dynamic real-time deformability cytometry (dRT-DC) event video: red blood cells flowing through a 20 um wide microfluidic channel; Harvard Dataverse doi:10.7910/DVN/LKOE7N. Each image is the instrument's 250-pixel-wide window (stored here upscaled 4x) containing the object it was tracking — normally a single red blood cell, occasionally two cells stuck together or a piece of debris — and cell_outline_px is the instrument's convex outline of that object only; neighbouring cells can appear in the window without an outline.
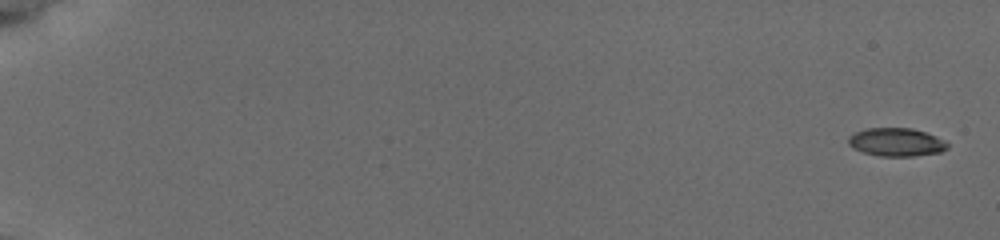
{"species": "common noctule bat (a hibernating species)", "species_latin": "Nyctalus noctula", "temperature_condition": "cold", "stored_images_in_passage": 41, "camera_frame_rate_fps": 3000, "um_per_image_px": 0.085, "animal": {"sex": "female", "body_mass_g": 19.5, "forearm_length_mm": 54.1}, "frame": {"image": 1, "passage_image": 1, "time_ms": 0.0, "image_size_px": [1000, 240], "cell_outline_px": [[948, 148], [940, 152], [912, 156], [880, 156], [864, 152], [852, 148], [848, 144], [848, 136], [864, 128], [912, 128], [936, 136], [944, 140], [948, 144]], "centroid_in_image_um": [76.16, 12.08], "position_along_channel_um": 8.8, "area_um2": 16.3}}
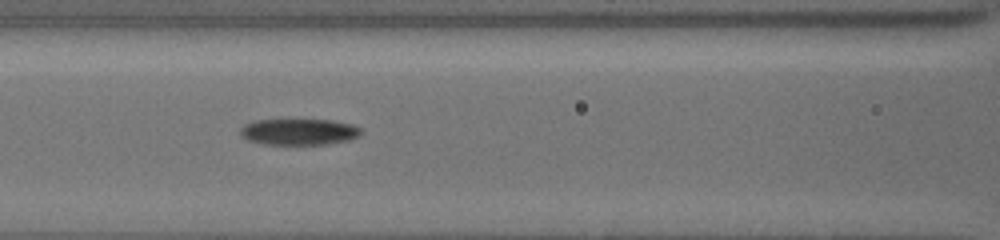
{"frame": {"image": 2, "passage_image": 16, "time_ms": 8.667, "image_size_px": [1000, 240], "cell_outline_px": [[364, 132], [360, 136], [352, 140], [328, 144], [264, 144], [248, 140], [240, 132], [240, 128], [244, 124], [256, 120], [328, 120], [352, 124], [360, 128]], "centroid_in_image_um": [25.47, 11.21], "position_along_channel_um": 141.1, "area_um2": 18.5}}
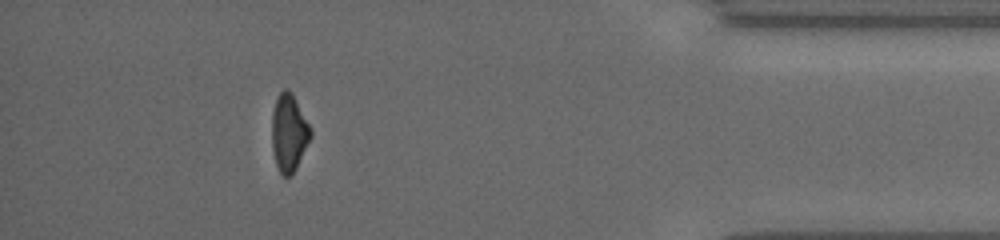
{"frame": {"image": 3, "passage_image": 34, "time_ms": 16.667, "image_size_px": [1000, 240], "cell_outline_px": [[312, 136], [296, 168], [288, 176], [284, 176], [280, 172], [276, 164], [272, 148], [272, 112], [276, 100], [280, 92], [284, 88], [288, 88], [292, 92], [312, 132]], "centroid_in_image_um": [24.55, 11.26], "position_along_channel_um": 410.7, "area_um2": 17.22}, "authors_computed_cell_mechanics": {"area_um2": 18.3804, "velocity_mm_per_s": 3.8537, "shape_relaxation_time_tau1_ms": 2.8146, "shape_relaxation_time_tau2_ms": null, "deformation_change_tau1": 0.1248, "deformation_change_tau2": null}}